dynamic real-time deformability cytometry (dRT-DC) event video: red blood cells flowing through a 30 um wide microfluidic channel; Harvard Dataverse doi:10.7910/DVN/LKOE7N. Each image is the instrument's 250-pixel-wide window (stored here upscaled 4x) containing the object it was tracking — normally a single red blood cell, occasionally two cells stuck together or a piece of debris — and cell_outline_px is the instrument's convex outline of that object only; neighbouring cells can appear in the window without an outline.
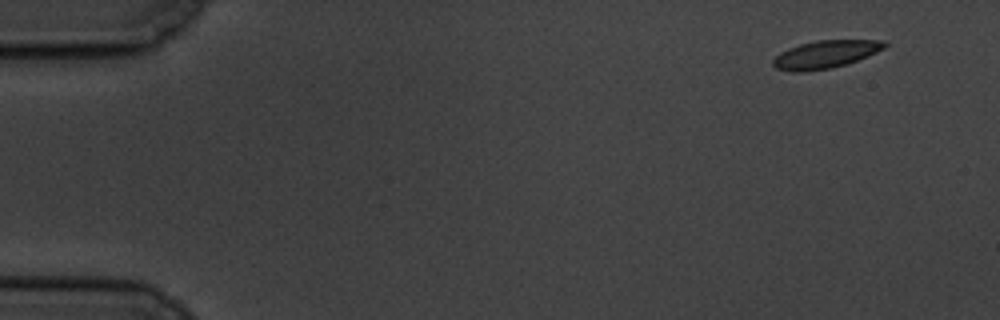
{"species": "common noctule bat (a hibernating species)", "species_latin": "Nyctalus noctula", "temperature_condition": "cold", "stored_images_in_passage": 55, "camera_frame_rate_fps": 3000, "um_per_image_px": 0.085, "animal": {"sex": "male", "body_mass_g": 19.5, "forearm_length_mm": 54.6}, "frame": {"image": 1, "passage_image": 1, "time_ms": 0.0, "image_size_px": [1000, 320], "cell_outline_px": [[888, 44], [884, 48], [876, 52], [848, 64], [832, 68], [800, 72], [792, 72], [776, 68], [772, 64], [772, 60], [780, 52], [788, 48], [800, 44], [816, 40], [884, 40]], "centroid_in_image_um": [70.15, 4.62], "position_along_channel_um": 14.9, "area_um2": 18.09}}
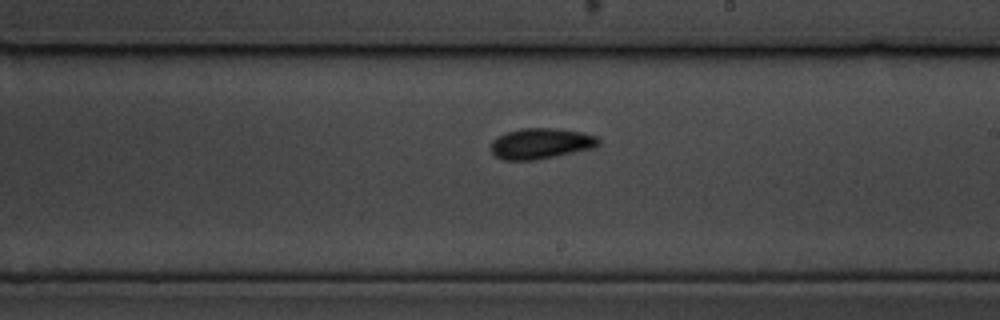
{"frame": {"image": 2, "passage_image": 31, "time_ms": 10.0, "image_size_px": [1000, 320], "cell_outline_px": [[600, 144], [592, 148], [556, 156], [536, 160], [504, 160], [496, 156], [492, 152], [492, 140], [508, 132], [520, 128], [556, 128], [580, 132], [596, 136], [600, 140]], "centroid_in_image_um": [45.98, 12.2], "position_along_channel_um": 243.0, "area_um2": 19.07}}
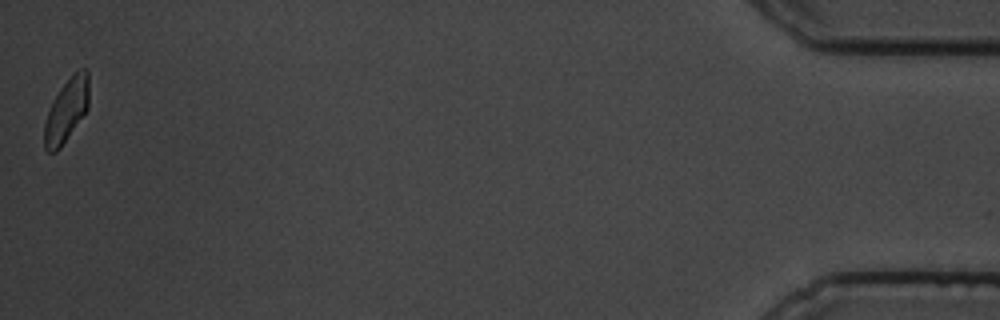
{"frame": {"image": 3, "passage_image": 55, "time_ms": 18.0, "image_size_px": [1000, 320], "cell_outline_px": [[88, 108], [60, 148], [56, 152], [48, 152], [44, 148], [44, 124], [52, 100], [60, 88], [80, 68], [88, 68]], "centroid_in_image_um": [5.64, 9.39], "position_along_channel_um": 429.6, "area_um2": 16.24}, "authors_computed_cell_mechanics": {"area_um2": 18.1492, "velocity_mm_per_s": 3.4446, "shape_relaxation_time_tau1_ms": 2.6882, "shape_relaxation_time_tau2_ms": 1.3811, "deformation_change_tau1": 0.0745, "deformation_change_tau2": 0.048}}